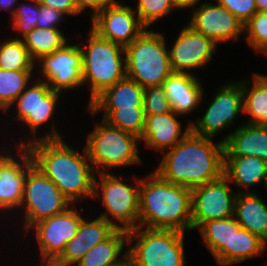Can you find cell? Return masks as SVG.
Listing matches in <instances>:
<instances>
[{
    "label": "cell",
    "mask_w": 267,
    "mask_h": 266,
    "mask_svg": "<svg viewBox=\"0 0 267 266\" xmlns=\"http://www.w3.org/2000/svg\"><path fill=\"white\" fill-rule=\"evenodd\" d=\"M229 183L222 175L215 181L191 190L192 229L198 228L203 222L234 216L237 194L232 193Z\"/></svg>",
    "instance_id": "10"
},
{
    "label": "cell",
    "mask_w": 267,
    "mask_h": 266,
    "mask_svg": "<svg viewBox=\"0 0 267 266\" xmlns=\"http://www.w3.org/2000/svg\"><path fill=\"white\" fill-rule=\"evenodd\" d=\"M135 15L129 6L112 0L91 18V30L99 37L126 48L146 29Z\"/></svg>",
    "instance_id": "11"
},
{
    "label": "cell",
    "mask_w": 267,
    "mask_h": 266,
    "mask_svg": "<svg viewBox=\"0 0 267 266\" xmlns=\"http://www.w3.org/2000/svg\"><path fill=\"white\" fill-rule=\"evenodd\" d=\"M58 133L53 127L44 137H35L29 143L23 141L21 146L30 150L34 165L58 187L71 204L82 197H92L96 172L89 163L85 147L83 155L78 153Z\"/></svg>",
    "instance_id": "1"
},
{
    "label": "cell",
    "mask_w": 267,
    "mask_h": 266,
    "mask_svg": "<svg viewBox=\"0 0 267 266\" xmlns=\"http://www.w3.org/2000/svg\"><path fill=\"white\" fill-rule=\"evenodd\" d=\"M81 45H67L43 56L41 73L51 90L62 93L63 90L74 89L83 85Z\"/></svg>",
    "instance_id": "13"
},
{
    "label": "cell",
    "mask_w": 267,
    "mask_h": 266,
    "mask_svg": "<svg viewBox=\"0 0 267 266\" xmlns=\"http://www.w3.org/2000/svg\"><path fill=\"white\" fill-rule=\"evenodd\" d=\"M0 44V69L33 71L35 61L32 59L24 42L20 38L6 39Z\"/></svg>",
    "instance_id": "31"
},
{
    "label": "cell",
    "mask_w": 267,
    "mask_h": 266,
    "mask_svg": "<svg viewBox=\"0 0 267 266\" xmlns=\"http://www.w3.org/2000/svg\"><path fill=\"white\" fill-rule=\"evenodd\" d=\"M173 4L175 5L176 9H184L188 7H193L195 8V4H197L198 1L200 0H172Z\"/></svg>",
    "instance_id": "43"
},
{
    "label": "cell",
    "mask_w": 267,
    "mask_h": 266,
    "mask_svg": "<svg viewBox=\"0 0 267 266\" xmlns=\"http://www.w3.org/2000/svg\"><path fill=\"white\" fill-rule=\"evenodd\" d=\"M12 103L17 105V120L25 122L31 133H37L38 127L46 124L56 110V103L61 92L51 90L45 81H36Z\"/></svg>",
    "instance_id": "17"
},
{
    "label": "cell",
    "mask_w": 267,
    "mask_h": 266,
    "mask_svg": "<svg viewBox=\"0 0 267 266\" xmlns=\"http://www.w3.org/2000/svg\"><path fill=\"white\" fill-rule=\"evenodd\" d=\"M156 172L163 180L196 188L223 175L224 143L192 131L173 148L167 150Z\"/></svg>",
    "instance_id": "2"
},
{
    "label": "cell",
    "mask_w": 267,
    "mask_h": 266,
    "mask_svg": "<svg viewBox=\"0 0 267 266\" xmlns=\"http://www.w3.org/2000/svg\"><path fill=\"white\" fill-rule=\"evenodd\" d=\"M65 14L47 5L39 4L38 2V28L57 29V23L62 21Z\"/></svg>",
    "instance_id": "39"
},
{
    "label": "cell",
    "mask_w": 267,
    "mask_h": 266,
    "mask_svg": "<svg viewBox=\"0 0 267 266\" xmlns=\"http://www.w3.org/2000/svg\"><path fill=\"white\" fill-rule=\"evenodd\" d=\"M137 142L140 140L135 135L118 129L102 119L101 125H96L88 135L87 145L84 147L90 163L96 167L95 172L101 173L99 169L101 167L105 173L106 168L139 163Z\"/></svg>",
    "instance_id": "7"
},
{
    "label": "cell",
    "mask_w": 267,
    "mask_h": 266,
    "mask_svg": "<svg viewBox=\"0 0 267 266\" xmlns=\"http://www.w3.org/2000/svg\"><path fill=\"white\" fill-rule=\"evenodd\" d=\"M234 217L251 234L267 244V205L256 193L239 192L235 200Z\"/></svg>",
    "instance_id": "24"
},
{
    "label": "cell",
    "mask_w": 267,
    "mask_h": 266,
    "mask_svg": "<svg viewBox=\"0 0 267 266\" xmlns=\"http://www.w3.org/2000/svg\"><path fill=\"white\" fill-rule=\"evenodd\" d=\"M80 49L83 84L90 83V104L105 89L126 77L125 48L99 37L91 30L88 45Z\"/></svg>",
    "instance_id": "4"
},
{
    "label": "cell",
    "mask_w": 267,
    "mask_h": 266,
    "mask_svg": "<svg viewBox=\"0 0 267 266\" xmlns=\"http://www.w3.org/2000/svg\"><path fill=\"white\" fill-rule=\"evenodd\" d=\"M245 25L258 11L255 0H216Z\"/></svg>",
    "instance_id": "38"
},
{
    "label": "cell",
    "mask_w": 267,
    "mask_h": 266,
    "mask_svg": "<svg viewBox=\"0 0 267 266\" xmlns=\"http://www.w3.org/2000/svg\"><path fill=\"white\" fill-rule=\"evenodd\" d=\"M112 0H74L77 11L82 13L85 8H91L93 11L92 17L99 13L105 6H107Z\"/></svg>",
    "instance_id": "41"
},
{
    "label": "cell",
    "mask_w": 267,
    "mask_h": 266,
    "mask_svg": "<svg viewBox=\"0 0 267 266\" xmlns=\"http://www.w3.org/2000/svg\"><path fill=\"white\" fill-rule=\"evenodd\" d=\"M127 258L135 266H184V232L137 227L127 231Z\"/></svg>",
    "instance_id": "6"
},
{
    "label": "cell",
    "mask_w": 267,
    "mask_h": 266,
    "mask_svg": "<svg viewBox=\"0 0 267 266\" xmlns=\"http://www.w3.org/2000/svg\"><path fill=\"white\" fill-rule=\"evenodd\" d=\"M143 225L184 233L192 230L191 189L165 181L156 172L140 179L138 227Z\"/></svg>",
    "instance_id": "3"
},
{
    "label": "cell",
    "mask_w": 267,
    "mask_h": 266,
    "mask_svg": "<svg viewBox=\"0 0 267 266\" xmlns=\"http://www.w3.org/2000/svg\"><path fill=\"white\" fill-rule=\"evenodd\" d=\"M22 40L32 59L36 62L43 56L50 55L54 51L62 48L67 43V39L59 28L36 27L24 36Z\"/></svg>",
    "instance_id": "30"
},
{
    "label": "cell",
    "mask_w": 267,
    "mask_h": 266,
    "mask_svg": "<svg viewBox=\"0 0 267 266\" xmlns=\"http://www.w3.org/2000/svg\"><path fill=\"white\" fill-rule=\"evenodd\" d=\"M144 87L127 76L105 89L88 106L87 109L95 115L101 110L118 108L144 107Z\"/></svg>",
    "instance_id": "23"
},
{
    "label": "cell",
    "mask_w": 267,
    "mask_h": 266,
    "mask_svg": "<svg viewBox=\"0 0 267 266\" xmlns=\"http://www.w3.org/2000/svg\"><path fill=\"white\" fill-rule=\"evenodd\" d=\"M100 181L94 179L93 196H98V190L102 191V203L107 209L99 215L116 229L130 231L138 227L139 223V189L140 180H136V186H129L121 181L120 178L110 173H99ZM120 179V180H119ZM109 215H112L109 218ZM120 223H113V220ZM138 221V222H137Z\"/></svg>",
    "instance_id": "8"
},
{
    "label": "cell",
    "mask_w": 267,
    "mask_h": 266,
    "mask_svg": "<svg viewBox=\"0 0 267 266\" xmlns=\"http://www.w3.org/2000/svg\"><path fill=\"white\" fill-rule=\"evenodd\" d=\"M163 34L146 29L125 48L126 76L140 86L163 85L173 72Z\"/></svg>",
    "instance_id": "5"
},
{
    "label": "cell",
    "mask_w": 267,
    "mask_h": 266,
    "mask_svg": "<svg viewBox=\"0 0 267 266\" xmlns=\"http://www.w3.org/2000/svg\"><path fill=\"white\" fill-rule=\"evenodd\" d=\"M118 266H135L128 258H126L121 264Z\"/></svg>",
    "instance_id": "46"
},
{
    "label": "cell",
    "mask_w": 267,
    "mask_h": 266,
    "mask_svg": "<svg viewBox=\"0 0 267 266\" xmlns=\"http://www.w3.org/2000/svg\"><path fill=\"white\" fill-rule=\"evenodd\" d=\"M17 0H0V11L2 9H11V16L13 17L14 13H15V8H13L14 4L16 3Z\"/></svg>",
    "instance_id": "44"
},
{
    "label": "cell",
    "mask_w": 267,
    "mask_h": 266,
    "mask_svg": "<svg viewBox=\"0 0 267 266\" xmlns=\"http://www.w3.org/2000/svg\"><path fill=\"white\" fill-rule=\"evenodd\" d=\"M221 141L224 156H254L267 162V125L245 123Z\"/></svg>",
    "instance_id": "21"
},
{
    "label": "cell",
    "mask_w": 267,
    "mask_h": 266,
    "mask_svg": "<svg viewBox=\"0 0 267 266\" xmlns=\"http://www.w3.org/2000/svg\"><path fill=\"white\" fill-rule=\"evenodd\" d=\"M205 114L196 123L191 122V131L197 135L212 138L231 125L243 112L242 81L220 87Z\"/></svg>",
    "instance_id": "12"
},
{
    "label": "cell",
    "mask_w": 267,
    "mask_h": 266,
    "mask_svg": "<svg viewBox=\"0 0 267 266\" xmlns=\"http://www.w3.org/2000/svg\"><path fill=\"white\" fill-rule=\"evenodd\" d=\"M128 243L127 231L116 229L108 238L90 249L77 266H118L127 258L124 245ZM123 259L118 260L121 253Z\"/></svg>",
    "instance_id": "26"
},
{
    "label": "cell",
    "mask_w": 267,
    "mask_h": 266,
    "mask_svg": "<svg viewBox=\"0 0 267 266\" xmlns=\"http://www.w3.org/2000/svg\"><path fill=\"white\" fill-rule=\"evenodd\" d=\"M35 4L30 7L21 4L13 15V29L22 32V36H26L37 27L38 20V0H30Z\"/></svg>",
    "instance_id": "37"
},
{
    "label": "cell",
    "mask_w": 267,
    "mask_h": 266,
    "mask_svg": "<svg viewBox=\"0 0 267 266\" xmlns=\"http://www.w3.org/2000/svg\"><path fill=\"white\" fill-rule=\"evenodd\" d=\"M217 44L192 27L185 26L169 51L173 73L186 74V70L204 67L212 60Z\"/></svg>",
    "instance_id": "14"
},
{
    "label": "cell",
    "mask_w": 267,
    "mask_h": 266,
    "mask_svg": "<svg viewBox=\"0 0 267 266\" xmlns=\"http://www.w3.org/2000/svg\"><path fill=\"white\" fill-rule=\"evenodd\" d=\"M178 114L169 113L146 115L145 128L140 141L144 140L147 147L163 151L173 148L191 131V123L182 133L181 122L176 119Z\"/></svg>",
    "instance_id": "19"
},
{
    "label": "cell",
    "mask_w": 267,
    "mask_h": 266,
    "mask_svg": "<svg viewBox=\"0 0 267 266\" xmlns=\"http://www.w3.org/2000/svg\"><path fill=\"white\" fill-rule=\"evenodd\" d=\"M255 2L258 12L264 13L267 11V0H255Z\"/></svg>",
    "instance_id": "45"
},
{
    "label": "cell",
    "mask_w": 267,
    "mask_h": 266,
    "mask_svg": "<svg viewBox=\"0 0 267 266\" xmlns=\"http://www.w3.org/2000/svg\"><path fill=\"white\" fill-rule=\"evenodd\" d=\"M83 217L69 207L63 213L39 221L32 228L36 230L42 257H59L66 244L77 234Z\"/></svg>",
    "instance_id": "16"
},
{
    "label": "cell",
    "mask_w": 267,
    "mask_h": 266,
    "mask_svg": "<svg viewBox=\"0 0 267 266\" xmlns=\"http://www.w3.org/2000/svg\"><path fill=\"white\" fill-rule=\"evenodd\" d=\"M32 71L0 69V108L7 111L12 103L26 89Z\"/></svg>",
    "instance_id": "33"
},
{
    "label": "cell",
    "mask_w": 267,
    "mask_h": 266,
    "mask_svg": "<svg viewBox=\"0 0 267 266\" xmlns=\"http://www.w3.org/2000/svg\"><path fill=\"white\" fill-rule=\"evenodd\" d=\"M253 83L242 81L243 112L251 116L246 122L253 125H267V75L253 74Z\"/></svg>",
    "instance_id": "28"
},
{
    "label": "cell",
    "mask_w": 267,
    "mask_h": 266,
    "mask_svg": "<svg viewBox=\"0 0 267 266\" xmlns=\"http://www.w3.org/2000/svg\"><path fill=\"white\" fill-rule=\"evenodd\" d=\"M247 42L257 52L267 54V15L257 12L245 25Z\"/></svg>",
    "instance_id": "35"
},
{
    "label": "cell",
    "mask_w": 267,
    "mask_h": 266,
    "mask_svg": "<svg viewBox=\"0 0 267 266\" xmlns=\"http://www.w3.org/2000/svg\"><path fill=\"white\" fill-rule=\"evenodd\" d=\"M19 151L23 160L19 162L11 155L0 154V210L21 207L24 182L34 161L26 146H20Z\"/></svg>",
    "instance_id": "18"
},
{
    "label": "cell",
    "mask_w": 267,
    "mask_h": 266,
    "mask_svg": "<svg viewBox=\"0 0 267 266\" xmlns=\"http://www.w3.org/2000/svg\"><path fill=\"white\" fill-rule=\"evenodd\" d=\"M266 245L258 236L240 228L234 231L231 249H226L216 261L220 266L234 265L260 255L264 252Z\"/></svg>",
    "instance_id": "29"
},
{
    "label": "cell",
    "mask_w": 267,
    "mask_h": 266,
    "mask_svg": "<svg viewBox=\"0 0 267 266\" xmlns=\"http://www.w3.org/2000/svg\"><path fill=\"white\" fill-rule=\"evenodd\" d=\"M145 115H157L172 112V106L163 85L148 86L144 89Z\"/></svg>",
    "instance_id": "36"
},
{
    "label": "cell",
    "mask_w": 267,
    "mask_h": 266,
    "mask_svg": "<svg viewBox=\"0 0 267 266\" xmlns=\"http://www.w3.org/2000/svg\"><path fill=\"white\" fill-rule=\"evenodd\" d=\"M39 4L50 6L65 15H77V11L74 0H38Z\"/></svg>",
    "instance_id": "40"
},
{
    "label": "cell",
    "mask_w": 267,
    "mask_h": 266,
    "mask_svg": "<svg viewBox=\"0 0 267 266\" xmlns=\"http://www.w3.org/2000/svg\"><path fill=\"white\" fill-rule=\"evenodd\" d=\"M163 86L173 111L178 115L191 113L201 102L204 89L193 73H172L164 80Z\"/></svg>",
    "instance_id": "22"
},
{
    "label": "cell",
    "mask_w": 267,
    "mask_h": 266,
    "mask_svg": "<svg viewBox=\"0 0 267 266\" xmlns=\"http://www.w3.org/2000/svg\"><path fill=\"white\" fill-rule=\"evenodd\" d=\"M41 265L43 266H72L61 260L59 257H42Z\"/></svg>",
    "instance_id": "42"
},
{
    "label": "cell",
    "mask_w": 267,
    "mask_h": 266,
    "mask_svg": "<svg viewBox=\"0 0 267 266\" xmlns=\"http://www.w3.org/2000/svg\"><path fill=\"white\" fill-rule=\"evenodd\" d=\"M145 119L144 107L105 110L103 114V120L108 124L133 134L139 139L145 128Z\"/></svg>",
    "instance_id": "32"
},
{
    "label": "cell",
    "mask_w": 267,
    "mask_h": 266,
    "mask_svg": "<svg viewBox=\"0 0 267 266\" xmlns=\"http://www.w3.org/2000/svg\"><path fill=\"white\" fill-rule=\"evenodd\" d=\"M116 228L104 218L97 217L92 221L81 220L77 234L66 244L61 260L75 265L95 245L108 238Z\"/></svg>",
    "instance_id": "20"
},
{
    "label": "cell",
    "mask_w": 267,
    "mask_h": 266,
    "mask_svg": "<svg viewBox=\"0 0 267 266\" xmlns=\"http://www.w3.org/2000/svg\"><path fill=\"white\" fill-rule=\"evenodd\" d=\"M22 205L26 208L24 226L28 232L39 221L63 213L71 203L58 187L33 165L24 182Z\"/></svg>",
    "instance_id": "9"
},
{
    "label": "cell",
    "mask_w": 267,
    "mask_h": 266,
    "mask_svg": "<svg viewBox=\"0 0 267 266\" xmlns=\"http://www.w3.org/2000/svg\"><path fill=\"white\" fill-rule=\"evenodd\" d=\"M195 31L210 38L214 43L238 40L244 25L228 9L217 3H202L195 8L188 24Z\"/></svg>",
    "instance_id": "15"
},
{
    "label": "cell",
    "mask_w": 267,
    "mask_h": 266,
    "mask_svg": "<svg viewBox=\"0 0 267 266\" xmlns=\"http://www.w3.org/2000/svg\"><path fill=\"white\" fill-rule=\"evenodd\" d=\"M241 228L234 216L203 222L200 230L203 242L217 259L226 249H231V239L234 231Z\"/></svg>",
    "instance_id": "27"
},
{
    "label": "cell",
    "mask_w": 267,
    "mask_h": 266,
    "mask_svg": "<svg viewBox=\"0 0 267 266\" xmlns=\"http://www.w3.org/2000/svg\"><path fill=\"white\" fill-rule=\"evenodd\" d=\"M223 175L239 188H248L261 181L266 186L267 162L254 156H224Z\"/></svg>",
    "instance_id": "25"
},
{
    "label": "cell",
    "mask_w": 267,
    "mask_h": 266,
    "mask_svg": "<svg viewBox=\"0 0 267 266\" xmlns=\"http://www.w3.org/2000/svg\"><path fill=\"white\" fill-rule=\"evenodd\" d=\"M176 8L172 0H139L137 4V16L141 24L148 28L155 21L163 18Z\"/></svg>",
    "instance_id": "34"
}]
</instances>
